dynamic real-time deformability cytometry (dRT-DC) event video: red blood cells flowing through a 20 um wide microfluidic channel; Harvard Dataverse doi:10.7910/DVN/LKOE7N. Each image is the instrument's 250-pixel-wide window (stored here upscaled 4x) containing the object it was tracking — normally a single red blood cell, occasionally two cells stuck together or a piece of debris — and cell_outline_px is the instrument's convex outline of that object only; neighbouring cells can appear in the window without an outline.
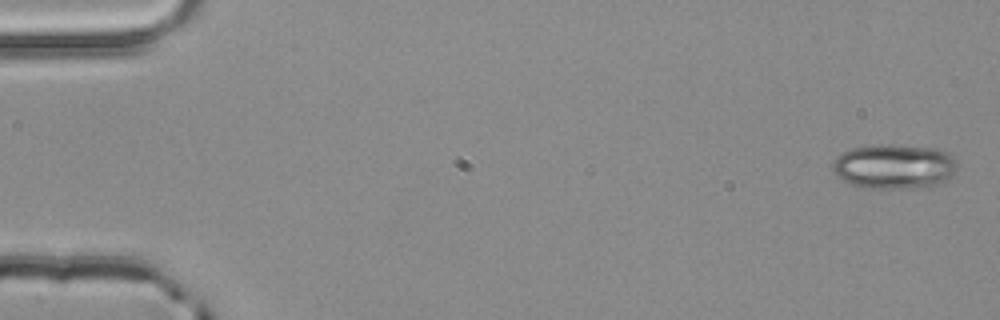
{"species": "common noctule bat (a hibernating species)", "species_latin": "Nyctalus noctula", "temperature_condition": "room temperature", "stored_images_in_passage": 4, "camera_frame_rate_fps": 3000, "um_per_image_px": 0.085, "animal": {"sex": "male", "body_mass_g": 20.4}, "frame": {"image": 1, "passage_image": 1, "time_ms": 0.0, "image_size_px": [1000, 320], "cell_outline_px": [[956, 168], [952, 176], [944, 184], [928, 188], [860, 188], [836, 176], [832, 172], [832, 164], [836, 156], [852, 148], [876, 144], [892, 144], [936, 148], [948, 152], [956, 160]], "centroid_in_image_um": [76.03, 14.16], "position_along_channel_um": 9.0, "area_um2": 33.23}}